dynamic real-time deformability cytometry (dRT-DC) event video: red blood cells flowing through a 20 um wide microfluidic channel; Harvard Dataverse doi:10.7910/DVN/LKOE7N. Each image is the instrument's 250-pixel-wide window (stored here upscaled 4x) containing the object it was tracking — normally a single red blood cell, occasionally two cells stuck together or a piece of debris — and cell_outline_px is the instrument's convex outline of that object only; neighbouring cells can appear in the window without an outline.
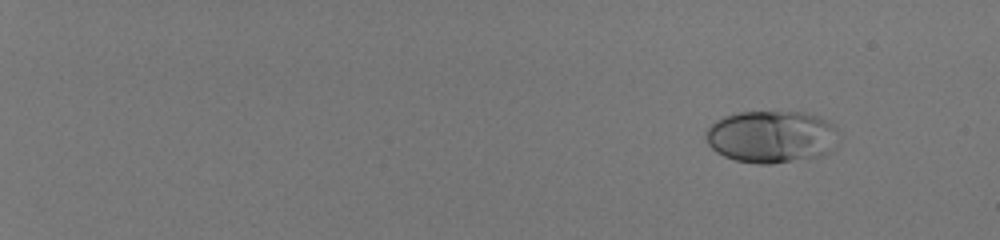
{"species": "human", "species_latin": "Homo sapiens", "temperature_condition": "room temperature", "stored_images_in_passage": 51, "camera_frame_rate_fps": 3000, "um_per_image_px": 0.085, "donor": {"sex": "male"}, "frame": {"image": 1, "passage_image": 1, "time_ms": 0.0, "image_size_px": [1000, 240], "cell_outline_px": [[836, 132], [832, 152], [824, 156], [772, 164], [756, 164], [736, 160], [724, 156], [716, 152], [708, 144], [704, 136], [704, 132], [716, 120], [724, 116], [736, 112], [804, 112], [820, 116], [832, 124], [836, 128]], "centroid_in_image_um": [65.55, 11.63], "position_along_channel_um": 19.4, "area_um2": 40.81}}
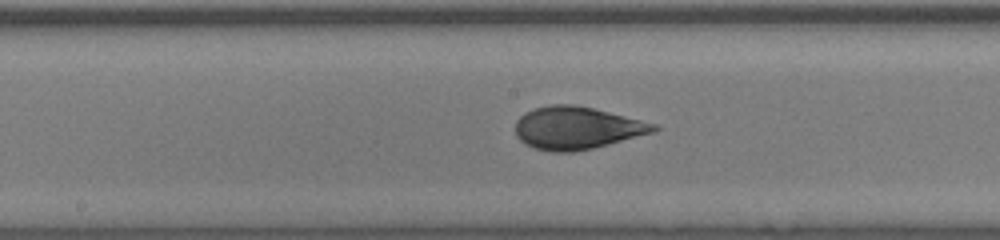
{"frame": {"image": 2, "passage_image": 30, "time_ms": 9.667, "image_size_px": [1000, 240], "cell_outline_px": [[660, 128], [656, 132], [592, 148], [572, 152], [552, 152], [536, 148], [524, 144], [516, 136], [516, 120], [524, 112], [536, 108], [552, 104], [572, 104], [592, 108], [656, 124]], "centroid_in_image_um": [49.01, 10.88], "position_along_channel_um": 199.2, "area_um2": 34.1}}
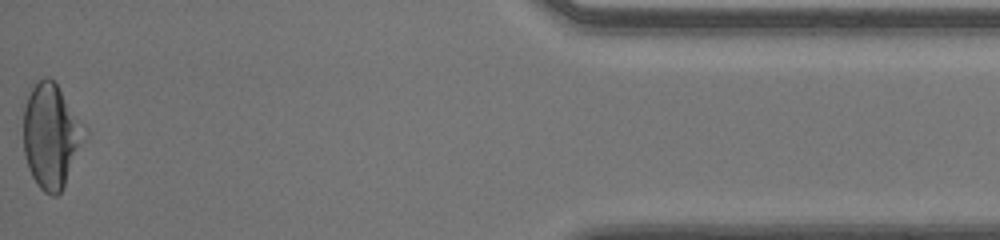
{"frame": {"image": 3, "passage_image": 51, "time_ms": 16.667, "image_size_px": [1000, 240], "cell_outline_px": [[88, 132], [64, 184], [60, 192], [56, 196], [52, 196], [44, 192], [36, 184], [28, 168], [24, 152], [24, 108], [28, 96], [32, 88], [44, 76], [48, 76], [56, 84], [88, 128]], "centroid_in_image_um": [4.36, 11.55], "position_along_channel_um": 430.8, "area_um2": 36.93}, "authors_computed_cell_mechanics": {"area_um2": 34.68, "velocity_mm_per_s": 4.0859, "shape_relaxation_time_tau1_ms": 4.9346, "shape_relaxation_time_tau2_ms": null, "deformation_change_tau1": 0.2067, "deformation_change_tau2": null}}